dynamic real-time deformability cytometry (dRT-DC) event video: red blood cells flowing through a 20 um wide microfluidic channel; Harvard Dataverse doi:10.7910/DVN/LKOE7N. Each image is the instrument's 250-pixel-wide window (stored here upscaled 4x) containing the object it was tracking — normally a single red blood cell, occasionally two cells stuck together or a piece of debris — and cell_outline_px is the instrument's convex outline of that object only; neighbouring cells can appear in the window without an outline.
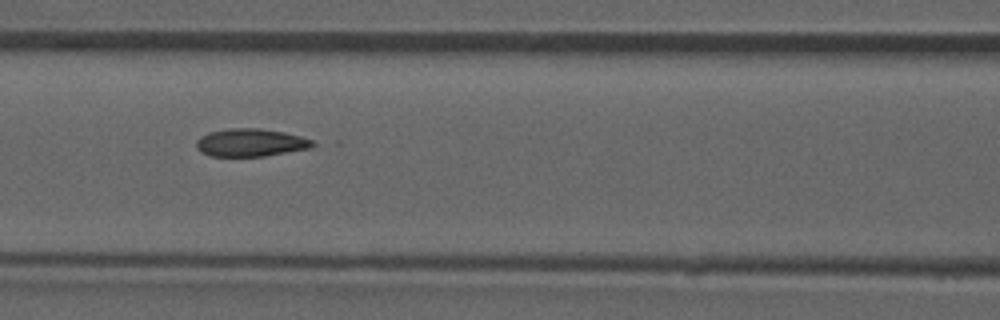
{"species": "common noctule bat (a hibernating species)", "species_latin": "Nyctalus noctula", "temperature_condition": "room temperature", "stored_images_in_passage": 50, "camera_frame_rate_fps": 3000, "um_per_image_px": 0.085, "animal": {"sex": "male", "forearm_length_mm": 52.5}, "frame": {"image": 1, "passage_image": 22, "time_ms": 7.0, "image_size_px": [1000, 320], "cell_outline_px": [[320, 144], [312, 148], [264, 156], [212, 156], [200, 152], [196, 148], [196, 140], [200, 136], [208, 132], [228, 128], [260, 128], [284, 132], [300, 136], [312, 140]], "centroid_in_image_um": [21.32, 12.12], "position_along_channel_um": 145.3, "area_um2": 19.13}}